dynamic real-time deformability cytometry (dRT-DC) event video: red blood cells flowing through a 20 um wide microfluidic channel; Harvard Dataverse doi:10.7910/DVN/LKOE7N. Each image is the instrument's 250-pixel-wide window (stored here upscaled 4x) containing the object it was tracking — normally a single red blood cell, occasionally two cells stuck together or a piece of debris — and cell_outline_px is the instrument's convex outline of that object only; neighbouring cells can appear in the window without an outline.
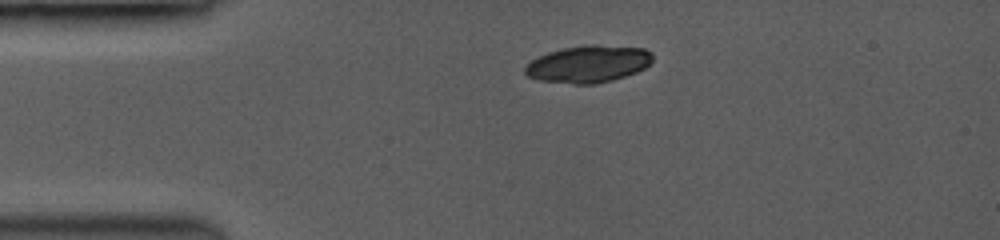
{"species": "common noctule bat (a hibernating species)", "species_latin": "Nyctalus noctula", "temperature_condition": "room temperature", "stored_images_in_passage": 40, "camera_frame_rate_fps": 3500, "um_per_image_px": 0.085, "animal": {"sex": "female", "body_mass_g": 19.0, "forearm_length_mm": 53.3}, "frame": {"image": 1, "passage_image": 1, "time_ms": 0.0, "image_size_px": [1000, 240], "cell_outline_px": [[652, 60], [644, 68], [636, 72], [612, 80], [592, 84], [576, 84], [540, 80], [528, 76], [524, 72], [524, 68], [532, 60], [548, 52], [564, 48], [644, 48], [652, 56]], "centroid_in_image_um": [49.95, 5.5], "position_along_channel_um": 35.1, "area_um2": 26.01}}
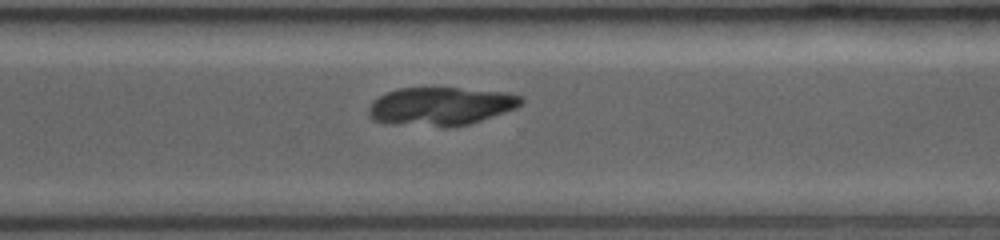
{"frame": {"image": 2, "passage_image": 30, "time_ms": 8.286, "image_size_px": [1000, 240], "cell_outline_px": [[524, 104], [516, 108], [468, 124], [448, 128], [444, 128], [384, 124], [372, 120], [368, 116], [368, 108], [372, 100], [388, 92], [400, 88], [460, 88], [508, 92], [520, 96], [524, 100]], "centroid_in_image_um": [37.42, 9.05], "position_along_channel_um": 333.2, "area_um2": 34.62}}
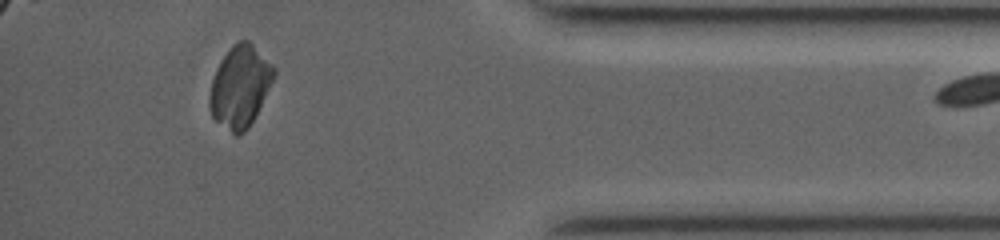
{"frame": {"image": 3, "passage_image": 39, "time_ms": 10.857, "image_size_px": [1000, 240], "cell_outline_px": [[276, 72], [248, 128], [240, 136], [236, 136], [216, 120], [212, 116], [208, 108], [208, 96], [212, 80], [216, 68], [220, 60], [232, 44], [240, 40], [248, 40], [276, 68]], "centroid_in_image_um": [20.36, 7.34], "position_along_channel_um": 414.8, "area_um2": 30.23}}